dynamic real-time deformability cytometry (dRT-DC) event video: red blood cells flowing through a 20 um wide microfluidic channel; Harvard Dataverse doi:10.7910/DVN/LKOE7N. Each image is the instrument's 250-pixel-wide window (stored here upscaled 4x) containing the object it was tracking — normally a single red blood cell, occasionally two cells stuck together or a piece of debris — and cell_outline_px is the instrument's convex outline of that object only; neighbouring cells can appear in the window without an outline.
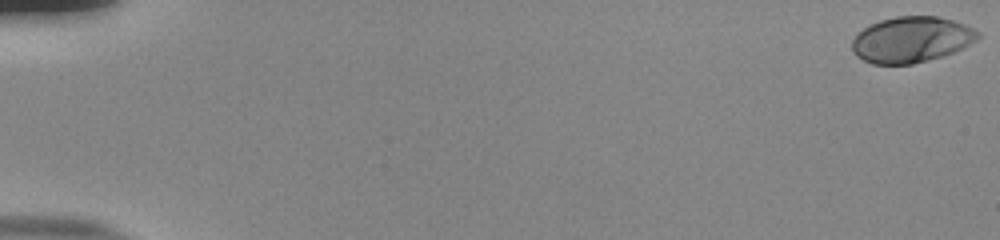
{"species": "human", "species_latin": "Homo sapiens", "temperature_condition": "room temperature", "stored_images_in_passage": 55, "camera_frame_rate_fps": 3000, "um_per_image_px": 0.085, "donor": {"sex": "male"}, "frame": {"image": 1, "passage_image": 1, "time_ms": 0.0, "image_size_px": [1000, 240], "cell_outline_px": [[980, 36], [976, 40], [952, 52], [928, 60], [912, 64], [872, 64], [856, 56], [852, 52], [852, 40], [868, 24], [880, 20], [896, 16], [936, 16], [952, 20], [964, 24], [980, 32]], "centroid_in_image_um": [77.43, 3.36], "position_along_channel_um": 7.6, "area_um2": 33.41}}
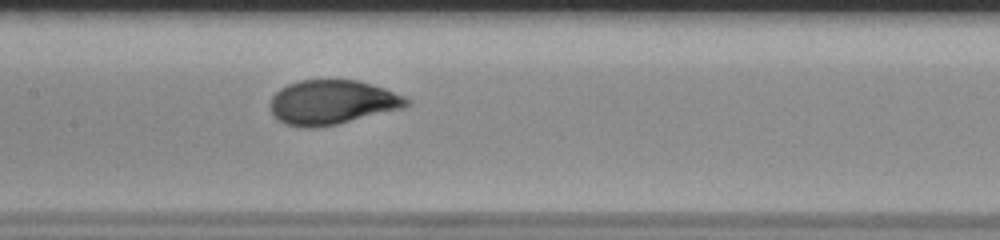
{"frame": {"image": 2, "passage_image": 29, "time_ms": 9.333, "image_size_px": [1000, 240], "cell_outline_px": [[412, 104], [404, 108], [336, 124], [316, 128], [304, 128], [284, 124], [272, 116], [268, 108], [268, 104], [272, 96], [280, 88], [288, 84], [300, 80], [356, 80], [372, 84], [384, 88], [404, 96], [412, 100]], "centroid_in_image_um": [28.2, 8.7], "position_along_channel_um": 179.2, "area_um2": 35.72}}
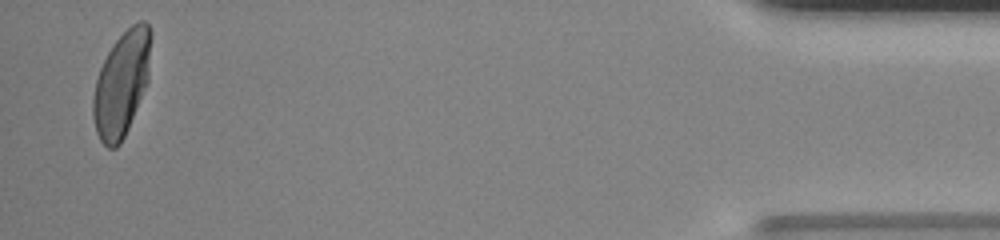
{"frame": {"image": 3, "passage_image": 54, "time_ms": 17.667, "image_size_px": [1000, 240], "cell_outline_px": [[152, 36], [148, 80], [128, 128], [120, 144], [116, 148], [108, 148], [100, 140], [96, 132], [92, 116], [92, 100], [96, 80], [100, 68], [108, 52], [116, 40], [132, 24], [140, 20], [144, 20], [148, 24], [152, 32]], "centroid_in_image_um": [10.34, 7.1], "position_along_channel_um": 424.9, "area_um2": 35.32}, "authors_computed_cell_mechanics": {"area_um2": 34.68, "velocity_mm_per_s": 3.8352, "shape_relaxation_time_tau1_ms": 3.6059, "shape_relaxation_time_tau2_ms": null, "deformation_change_tau1": 0.1788, "deformation_change_tau2": null}}